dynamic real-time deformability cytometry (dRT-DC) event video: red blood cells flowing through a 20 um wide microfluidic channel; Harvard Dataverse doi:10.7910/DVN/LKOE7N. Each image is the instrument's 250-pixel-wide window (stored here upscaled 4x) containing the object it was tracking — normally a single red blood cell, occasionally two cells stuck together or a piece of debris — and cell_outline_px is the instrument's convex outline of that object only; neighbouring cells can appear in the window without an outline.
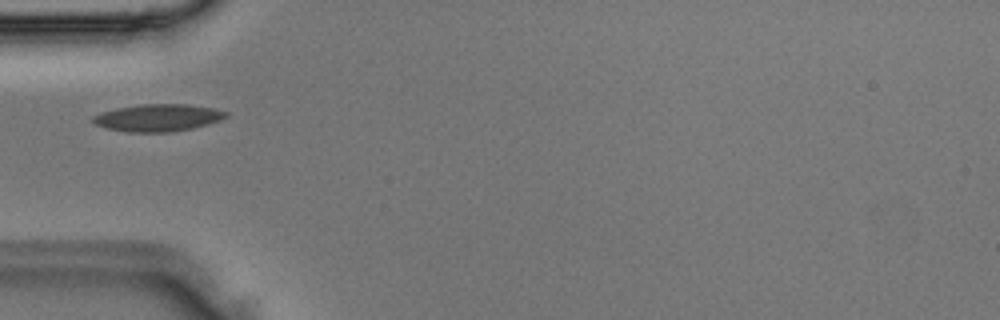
{"species": "Egyptian fruit bat (a non-hibernating species)", "species_latin": "Rousettus aegyptiacus", "temperature_condition": "room temperature", "stored_images_in_passage": 1, "camera_frame_rate_fps": 3000, "um_per_image_px": 0.085, "animal": {"sex": "male"}, "frame": {"image": 1, "passage_image": 1, "time_ms": 0.0, "image_size_px": [1000, 320], "cell_outline_px": [[228, 116], [220, 120], [208, 124], [192, 128], [172, 132], [128, 132], [108, 128], [96, 124], [92, 120], [92, 116], [100, 112], [116, 108], [140, 104], [188, 104], [212, 108], [228, 112]], "centroid_in_image_um": [13.43, 10.0], "position_along_channel_um": 71.6, "area_um2": 21.1}}